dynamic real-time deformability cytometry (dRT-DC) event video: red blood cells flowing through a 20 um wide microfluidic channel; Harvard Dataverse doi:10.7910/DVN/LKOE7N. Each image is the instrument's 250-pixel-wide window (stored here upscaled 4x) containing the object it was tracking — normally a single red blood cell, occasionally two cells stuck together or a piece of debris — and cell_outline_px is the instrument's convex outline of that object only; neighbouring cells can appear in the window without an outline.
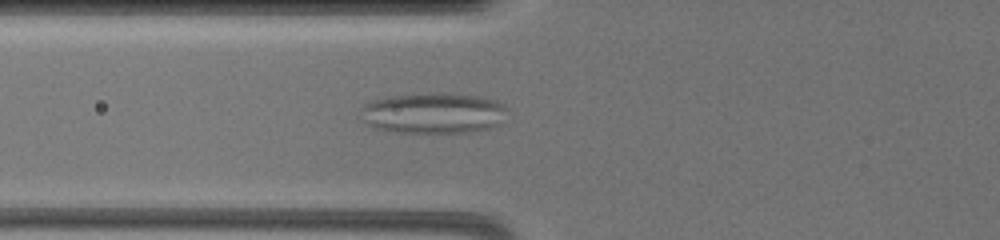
{"species": "common noctule bat (a hibernating species)", "species_latin": "Nyctalus noctula", "temperature_condition": "warm", "stored_images_in_passage": 19, "camera_frame_rate_fps": 3000, "um_per_image_px": 0.085, "animal": {"sex": "female", "body_mass_g": 19.5, "forearm_length_mm": 54.1}, "frame": {"image": 1, "passage_image": 2, "time_ms": 0.667, "image_size_px": [1000, 240], "cell_outline_px": [[508, 108], [500, 124], [492, 128], [468, 132], [392, 132], [376, 128], [364, 124], [360, 108], [364, 104], [376, 100], [396, 96], [476, 96], [496, 100]], "centroid_in_image_um": [36.84, 9.68], "position_along_channel_um": 89.0, "area_um2": 33.58}}
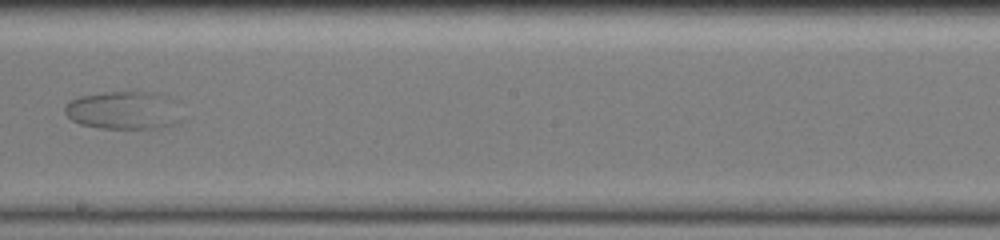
{"frame": {"image": 2, "passage_image": 9, "time_ms": 5.0, "image_size_px": [1000, 240], "cell_outline_px": [[184, 120], [180, 124], [160, 128], [100, 128], [80, 124], [72, 120], [64, 112], [64, 108], [68, 100], [80, 96], [104, 92], [156, 92], [164, 96]], "centroid_in_image_um": [10.46, 9.39], "position_along_channel_um": 237.7, "area_um2": 25.78}}
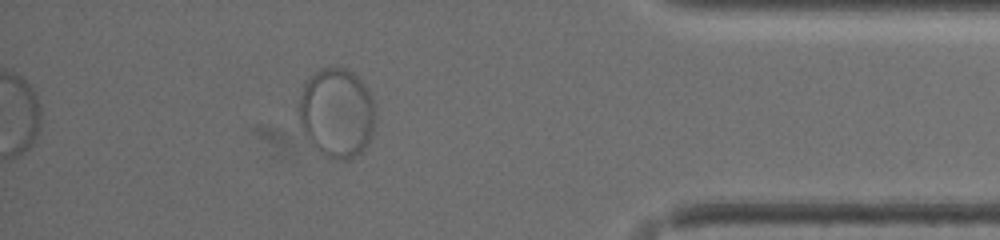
{"frame": {"image": 3, "passage_image": 17, "time_ms": 10.667, "image_size_px": [1000, 240], "cell_outline_px": [[376, 120], [368, 144], [364, 152], [348, 160], [332, 160], [324, 156], [308, 140], [304, 132], [300, 120], [300, 96], [304, 80], [320, 68], [344, 68], [352, 72], [364, 84], [372, 96], [376, 108]], "centroid_in_image_um": [28.65, 9.62], "position_along_channel_um": 406.5, "area_um2": 40.4}}